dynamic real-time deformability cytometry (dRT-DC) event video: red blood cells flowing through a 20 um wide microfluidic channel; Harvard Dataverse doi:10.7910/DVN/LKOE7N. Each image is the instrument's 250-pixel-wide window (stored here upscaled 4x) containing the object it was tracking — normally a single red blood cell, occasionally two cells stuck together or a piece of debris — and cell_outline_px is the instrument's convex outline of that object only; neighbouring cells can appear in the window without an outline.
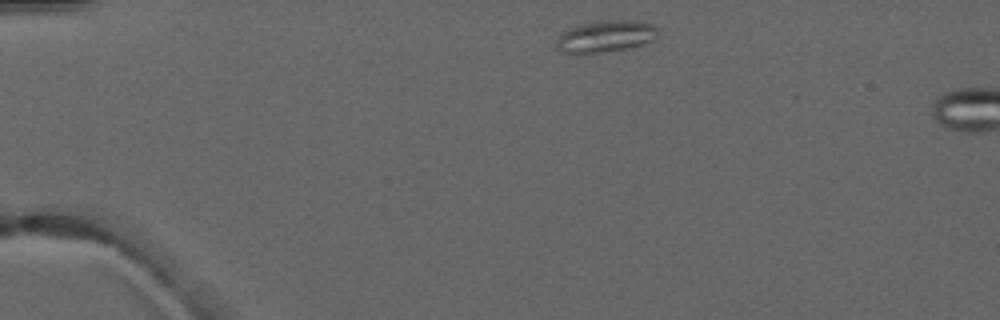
{"species": "common noctule bat (a hibernating species)", "species_latin": "Nyctalus noctula", "temperature_condition": "warm", "stored_images_in_passage": 2, "camera_frame_rate_fps": 3000, "um_per_image_px": 0.085, "animal": {"sex": "male", "forearm_length_mm": 52.5}, "frame": {"image": 1, "passage_image": 1, "time_ms": 0.0, "image_size_px": [1000, 320], "cell_outline_px": [[660, 32], [652, 40], [628, 48], [600, 52], [560, 52], [556, 48], [556, 40], [560, 32], [568, 28], [580, 24], [596, 20], [632, 20], [652, 24]], "centroid_in_image_um": [51.43, 3.06], "position_along_channel_um": 33.6, "area_um2": 18.73}}